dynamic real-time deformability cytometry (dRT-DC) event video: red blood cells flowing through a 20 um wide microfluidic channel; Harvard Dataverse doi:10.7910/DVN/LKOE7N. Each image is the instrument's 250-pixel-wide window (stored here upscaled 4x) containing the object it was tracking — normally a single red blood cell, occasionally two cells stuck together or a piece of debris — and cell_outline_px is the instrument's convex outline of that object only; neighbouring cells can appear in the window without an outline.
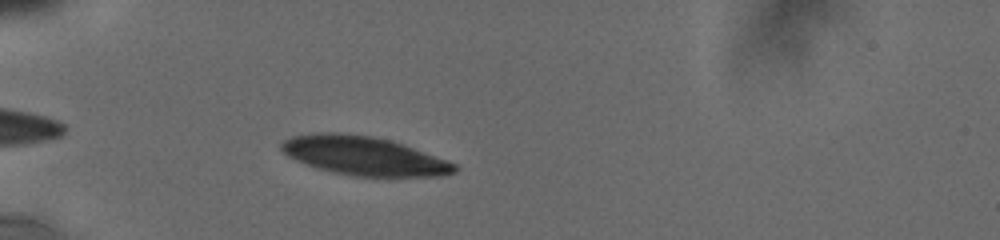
{"species": "human", "species_latin": "Homo sapiens", "temperature_condition": "cold", "stored_images_in_passage": 29, "camera_frame_rate_fps": 3000, "um_per_image_px": 0.085, "donor": {"sex": "male"}, "frame": {"image": 1, "passage_image": 4, "time_ms": 1.0, "image_size_px": [1000, 240], "cell_outline_px": [[456, 172], [440, 176], [352, 176], [320, 168], [296, 160], [288, 156], [280, 148], [280, 144], [284, 140], [292, 136], [312, 132], [340, 132], [372, 136], [392, 140], [456, 164]], "centroid_in_image_um": [30.9, 13.22], "position_along_channel_um": 54.1, "area_um2": 38.78}}
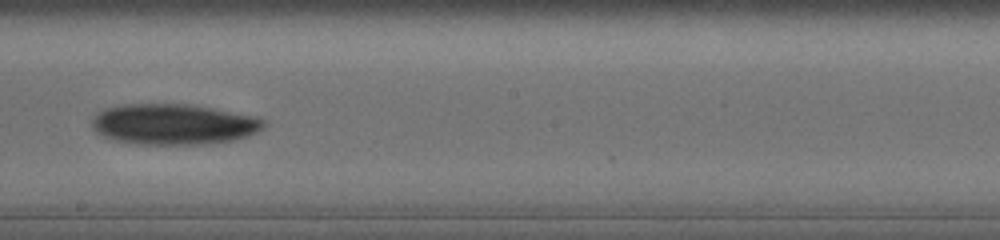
{"frame": {"image": 2, "passage_image": 17, "time_ms": 6.333, "image_size_px": [1000, 240], "cell_outline_px": [[264, 128], [248, 136], [232, 140], [204, 144], [136, 144], [116, 140], [104, 136], [96, 132], [92, 128], [92, 120], [96, 112], [108, 108], [124, 104], [188, 104], [252, 116], [264, 120]], "centroid_in_image_um": [14.71, 10.56], "position_along_channel_um": 233.5, "area_um2": 40.34}}
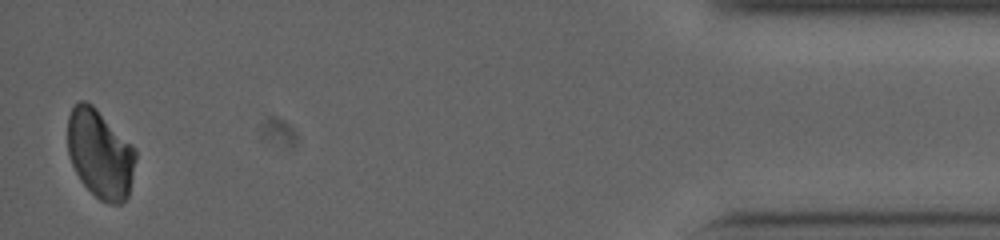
{"frame": {"image": 3, "passage_image": 29, "time_ms": 13.333, "image_size_px": [1000, 240], "cell_outline_px": [[136, 160], [128, 196], [120, 204], [108, 204], [100, 200], [80, 180], [68, 156], [68, 116], [72, 108], [80, 100], [84, 100], [92, 104], [136, 148]], "centroid_in_image_um": [8.51, 13.08], "position_along_channel_um": 426.7, "area_um2": 35.14}, "authors_computed_cell_mechanics": {"area_um2": 38.8994, "velocity_mm_per_s": 3.7852, "shape_relaxation_time_tau1_ms": 3.7195, "shape_relaxation_time_tau2_ms": null, "deformation_change_tau1": 0.0787, "deformation_change_tau2": null}}